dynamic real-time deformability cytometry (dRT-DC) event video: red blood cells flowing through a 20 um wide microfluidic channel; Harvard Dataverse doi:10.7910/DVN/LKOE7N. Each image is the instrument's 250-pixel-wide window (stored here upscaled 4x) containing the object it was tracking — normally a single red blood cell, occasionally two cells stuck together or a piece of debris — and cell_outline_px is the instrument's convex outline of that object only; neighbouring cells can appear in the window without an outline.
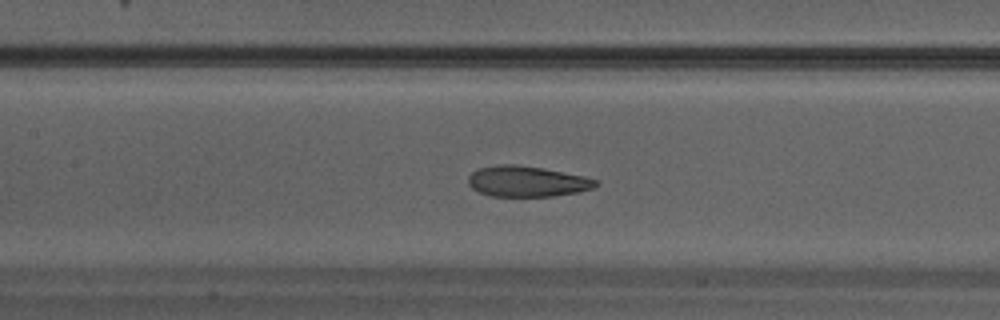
{"species": "Egyptian fruit bat (a non-hibernating species)", "species_latin": "Rousettus aegyptiacus", "temperature_condition": "warm", "stored_images_in_passage": 33, "camera_frame_rate_fps": 3000, "um_per_image_px": 0.085, "animal": {"sex": "male"}, "frame": {"image": 1, "passage_image": 16, "time_ms": 5.0, "image_size_px": [1000, 320], "cell_outline_px": [[596, 184], [592, 188], [580, 192], [552, 196], [492, 196], [480, 192], [472, 188], [468, 184], [468, 176], [476, 168], [500, 164], [512, 164], [540, 168], [584, 176], [596, 180]], "centroid_in_image_um": [44.74, 15.42], "position_along_channel_um": 162.7, "area_um2": 22.6}}
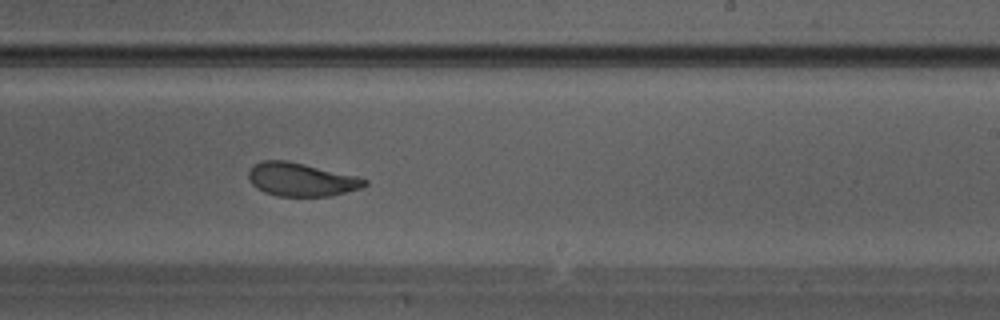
{"frame": {"image": 2, "passage_image": 21, "time_ms": 6.667, "image_size_px": [1000, 320], "cell_outline_px": [[368, 184], [360, 188], [332, 196], [280, 196], [264, 192], [256, 188], [252, 184], [248, 176], [248, 172], [252, 164], [260, 160], [288, 160], [356, 176], [368, 180]], "centroid_in_image_um": [25.57, 15.25], "position_along_channel_um": 263.4, "area_um2": 22.66}}
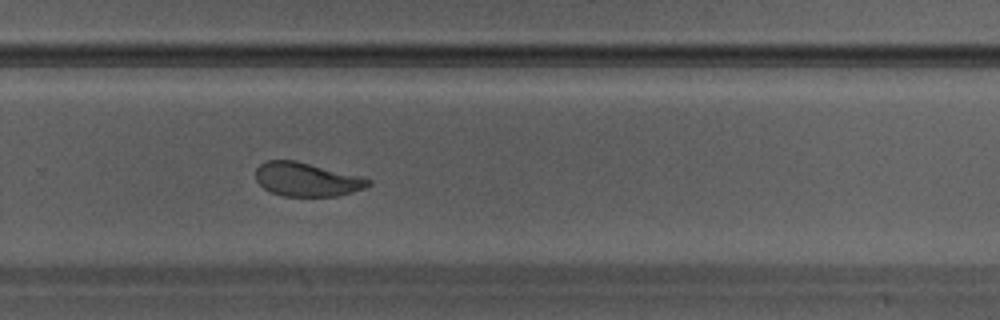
{"frame": {"image": 3, "passage_image": 23, "time_ms": 7.333, "image_size_px": [1000, 320], "cell_outline_px": [[372, 184], [364, 188], [352, 192], [336, 196], [284, 196], [272, 192], [264, 188], [256, 180], [256, 168], [264, 160], [296, 160], [364, 176], [372, 180]], "centroid_in_image_um": [26.11, 15.23], "position_along_channel_um": 303.7, "area_um2": 22.43}}